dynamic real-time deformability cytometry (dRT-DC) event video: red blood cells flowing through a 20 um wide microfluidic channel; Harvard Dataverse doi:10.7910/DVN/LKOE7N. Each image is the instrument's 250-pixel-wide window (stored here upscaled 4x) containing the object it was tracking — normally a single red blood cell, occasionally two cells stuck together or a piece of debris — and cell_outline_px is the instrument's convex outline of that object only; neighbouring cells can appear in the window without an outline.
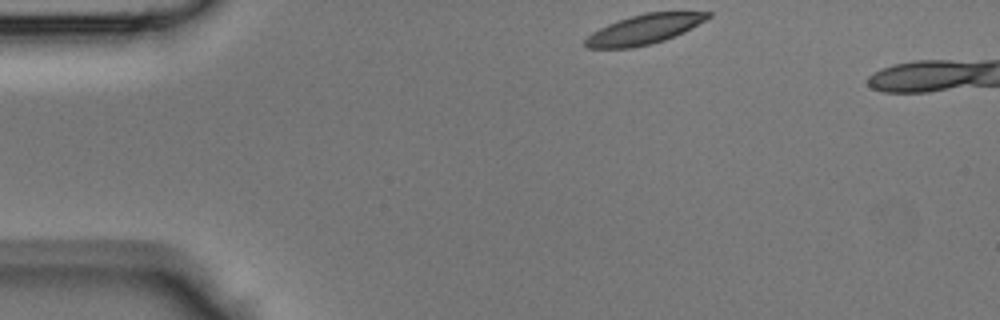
{"species": "Egyptian fruit bat (a non-hibernating species)", "species_latin": "Rousettus aegyptiacus", "temperature_condition": "room temperature", "stored_images_in_passage": 34, "camera_frame_rate_fps": 3000, "um_per_image_px": 0.085, "animal": {"sex": "male"}, "frame": {"image": 1, "passage_image": 1, "time_ms": 0.0, "image_size_px": [1000, 320], "cell_outline_px": [[712, 16], [664, 40], [652, 44], [632, 48], [584, 48], [584, 40], [592, 32], [608, 24], [644, 12], [712, 12]], "centroid_in_image_um": [54.68, 2.5], "position_along_channel_um": 30.3, "area_um2": 20.75}}
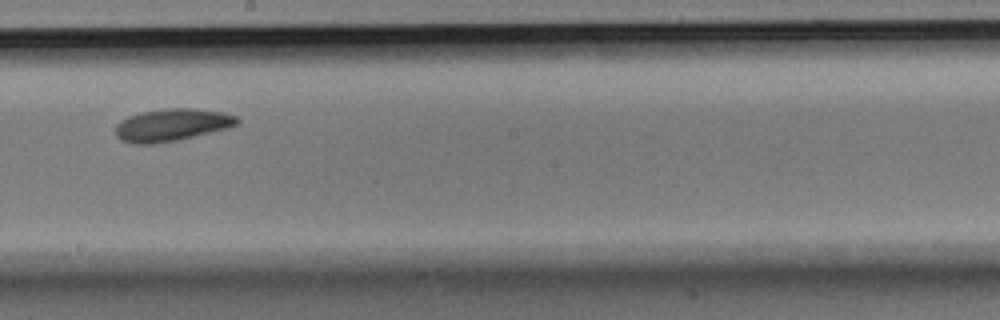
{"frame": {"image": 2, "passage_image": 18, "time_ms": 5.667, "image_size_px": [1000, 320], "cell_outline_px": [[240, 124], [232, 128], [176, 140], [152, 144], [132, 144], [120, 140], [116, 136], [116, 124], [120, 120], [128, 116], [140, 112], [168, 108], [192, 108], [224, 112], [236, 116], [240, 120]], "centroid_in_image_um": [14.63, 10.62], "position_along_channel_um": 233.6, "area_um2": 23.29}}
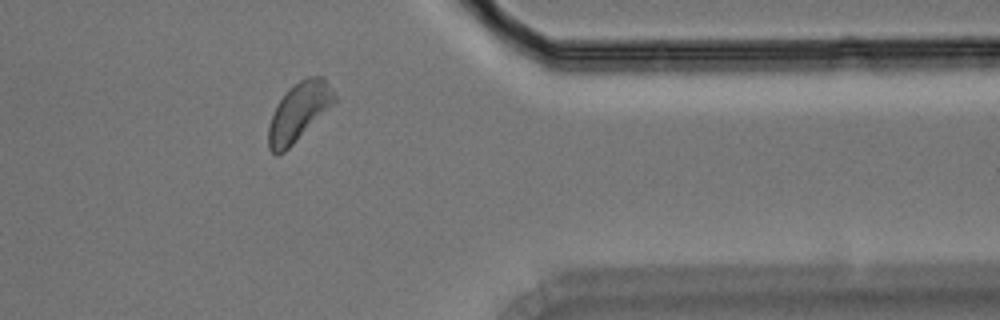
{"frame": {"image": 3, "passage_image": 29, "time_ms": 9.333, "image_size_px": [1000, 320], "cell_outline_px": [[336, 100], [284, 152], [276, 156], [268, 148], [268, 128], [272, 116], [280, 100], [288, 88], [292, 84], [308, 76], [324, 76], [336, 96]], "centroid_in_image_um": [25.38, 9.48], "position_along_channel_um": 386.0, "area_um2": 21.85}}